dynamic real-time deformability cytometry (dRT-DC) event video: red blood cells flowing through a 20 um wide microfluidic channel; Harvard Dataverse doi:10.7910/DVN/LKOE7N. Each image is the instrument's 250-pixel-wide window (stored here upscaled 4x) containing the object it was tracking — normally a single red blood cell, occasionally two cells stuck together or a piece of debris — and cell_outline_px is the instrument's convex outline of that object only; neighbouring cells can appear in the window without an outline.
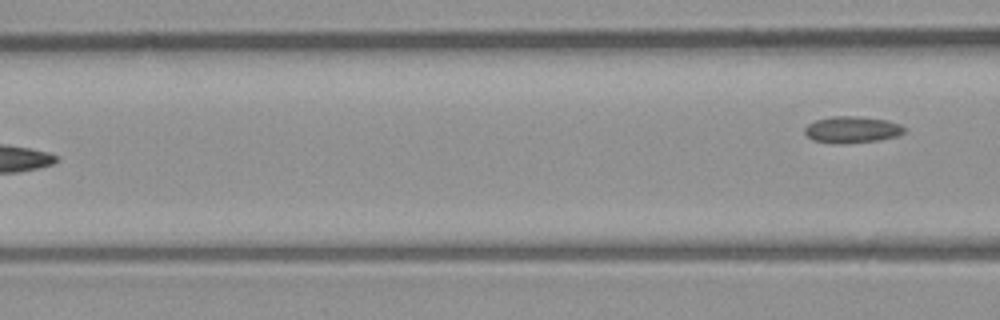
{"species": "common noctule bat (a hibernating species)", "species_latin": "Nyctalus noctula", "temperature_condition": "room temperature", "stored_images_in_passage": 6, "camera_frame_rate_fps": 3000, "um_per_image_px": 0.085, "animal": {"sex": "male", "body_mass_g": 23.1, "forearm_length_mm": 52.7}, "frame": {"image": 1, "passage_image": 6, "time_ms": 6.0, "image_size_px": [1000, 320], "cell_outline_px": [[904, 132], [896, 136], [880, 140], [840, 144], [836, 144], [812, 140], [804, 132], [804, 128], [808, 124], [816, 120], [832, 116], [856, 116], [884, 120], [900, 124], [904, 128]], "centroid_in_image_um": [72.38, 11.03], "position_along_channel_um": 94.2, "area_um2": 15.32}}